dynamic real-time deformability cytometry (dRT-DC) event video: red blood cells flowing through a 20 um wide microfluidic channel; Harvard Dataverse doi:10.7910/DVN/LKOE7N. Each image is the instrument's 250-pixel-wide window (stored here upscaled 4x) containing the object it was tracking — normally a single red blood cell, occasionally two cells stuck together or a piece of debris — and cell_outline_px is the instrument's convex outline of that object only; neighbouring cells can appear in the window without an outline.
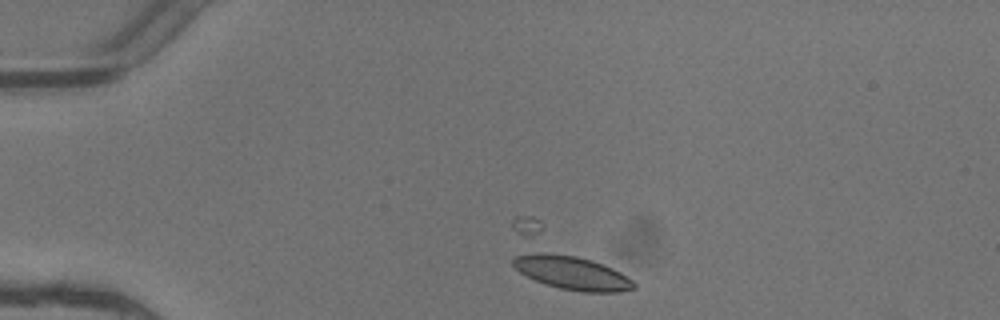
{"species": "common noctule bat (a hibernating species)", "species_latin": "Nyctalus noctula", "temperature_condition": "warm", "stored_images_in_passage": 3, "camera_frame_rate_fps": 3000, "um_per_image_px": 0.085, "animal": {"sex": "female"}, "frame": {"image": 1, "passage_image": 2, "time_ms": 0.333, "image_size_px": [1000, 320], "cell_outline_px": [[636, 288], [620, 292], [584, 292], [560, 288], [536, 280], [520, 272], [512, 264], [512, 260], [516, 256], [532, 252], [544, 252], [576, 256], [592, 260], [612, 268], [620, 272], [632, 280], [636, 284]], "centroid_in_image_um": [48.64, 23.19], "position_along_channel_um": 36.4, "area_um2": 23.35}}